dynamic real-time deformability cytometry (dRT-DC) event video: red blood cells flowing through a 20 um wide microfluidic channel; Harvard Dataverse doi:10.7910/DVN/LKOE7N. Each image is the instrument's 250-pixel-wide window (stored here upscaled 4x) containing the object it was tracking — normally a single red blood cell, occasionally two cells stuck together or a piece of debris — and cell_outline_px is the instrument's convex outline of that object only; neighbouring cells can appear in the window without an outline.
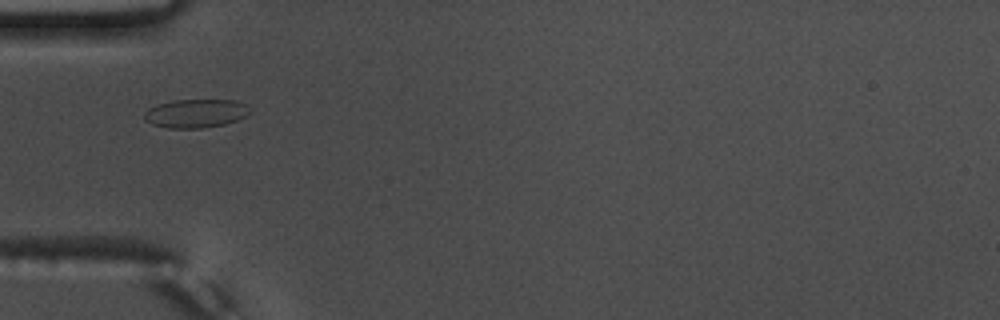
{"species": "common noctule bat (a hibernating species)", "species_latin": "Nyctalus noctula", "temperature_condition": "warm", "stored_images_in_passage": 37, "camera_frame_rate_fps": 3000, "um_per_image_px": 0.085, "animal": {"sex": "male", "body_mass_g": 17.5, "forearm_length_mm": 52.3}, "frame": {"image": 1, "passage_image": 1, "time_ms": 0.0, "image_size_px": [1000, 320], "cell_outline_px": [[252, 112], [236, 120], [224, 124], [200, 128], [168, 128], [152, 124], [144, 120], [144, 112], [148, 108], [156, 104], [172, 100], [236, 100], [248, 104], [252, 108]], "centroid_in_image_um": [16.64, 9.62], "position_along_channel_um": 68.4, "area_um2": 17.8}}
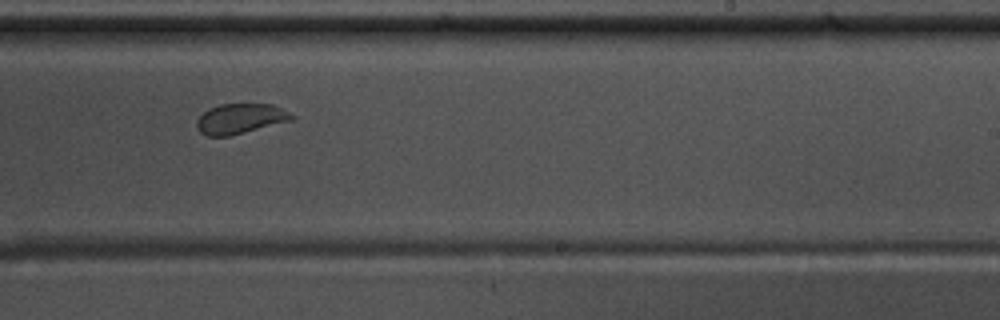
{"frame": {"image": 2, "passage_image": 17, "time_ms": 5.333, "image_size_px": [1000, 320], "cell_outline_px": [[296, 116], [292, 120], [228, 136], [208, 136], [200, 132], [196, 128], [196, 120], [208, 108], [220, 104], [272, 104]], "centroid_in_image_um": [20.39, 10.08], "position_along_channel_um": 268.6, "area_um2": 16.53}}
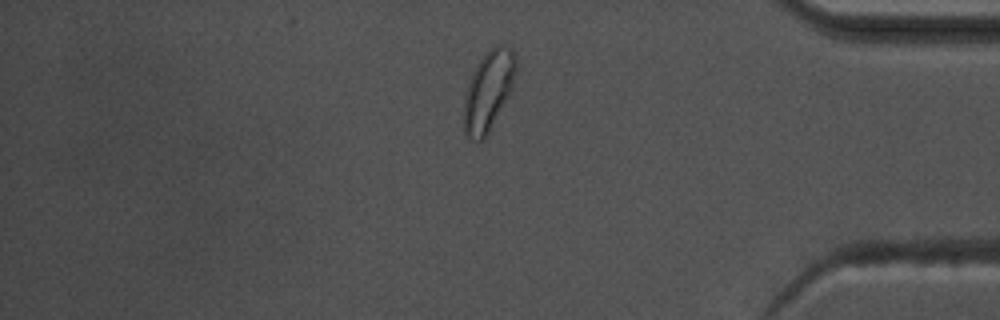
{"frame": {"image": 3, "passage_image": 29, "time_ms": 9.333, "image_size_px": [1000, 320], "cell_outline_px": [[516, 72], [512, 88], [508, 96], [484, 140], [476, 140], [468, 136], [464, 132], [464, 96], [472, 72], [476, 64], [484, 52], [488, 48], [496, 44], [500, 44], [512, 48], [516, 52]], "centroid_in_image_um": [41.52, 7.63], "position_along_channel_um": 393.7, "area_um2": 24.39}, "authors_computed_cell_mechanics": {"area_um2": 17.2244, "velocity_mm_per_s": 3.7684, "shape_relaxation_time_tau1_ms": 10.8053, "shape_relaxation_time_tau2_ms": null, "deformation_change_tau1": 0.1376, "deformation_change_tau2": null}}